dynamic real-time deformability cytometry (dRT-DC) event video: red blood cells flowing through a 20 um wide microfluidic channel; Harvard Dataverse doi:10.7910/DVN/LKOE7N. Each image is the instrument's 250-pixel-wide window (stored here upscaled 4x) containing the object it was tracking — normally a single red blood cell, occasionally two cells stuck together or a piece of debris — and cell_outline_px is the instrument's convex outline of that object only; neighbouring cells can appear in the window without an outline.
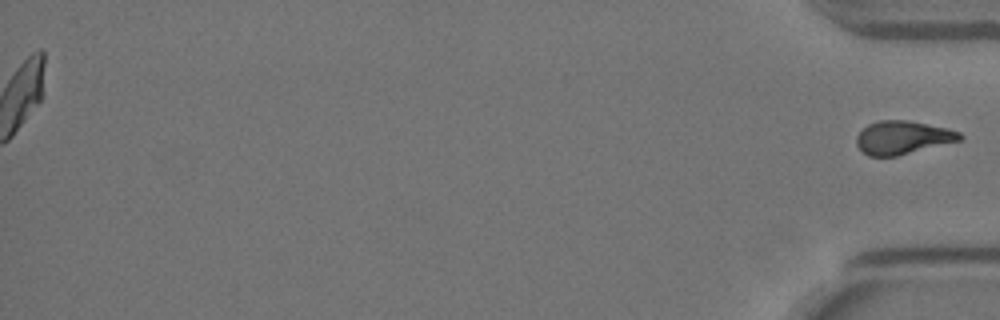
{"species": "Egyptian fruit bat (a non-hibernating species)", "species_latin": "Rousettus aegyptiacus", "temperature_condition": "warm", "stored_images_in_passage": 56, "segment_of_instrument_passage": [2, 2], "camera_frame_rate_fps": 3000, "um_per_image_px": 0.085, "animal": {"sex": "female"}, "frame": {"image": 1, "passage_image": 56, "time_ms": 18.333, "image_size_px": [1000, 320], "cell_outline_px": [[964, 136], [960, 140], [896, 156], [868, 156], [856, 144], [856, 136], [868, 124], [880, 120], [908, 120], [948, 128], [960, 132]], "centroid_in_image_um": [76.73, 11.68], "position_along_channel_um": 358.5, "area_um2": 19.88}}